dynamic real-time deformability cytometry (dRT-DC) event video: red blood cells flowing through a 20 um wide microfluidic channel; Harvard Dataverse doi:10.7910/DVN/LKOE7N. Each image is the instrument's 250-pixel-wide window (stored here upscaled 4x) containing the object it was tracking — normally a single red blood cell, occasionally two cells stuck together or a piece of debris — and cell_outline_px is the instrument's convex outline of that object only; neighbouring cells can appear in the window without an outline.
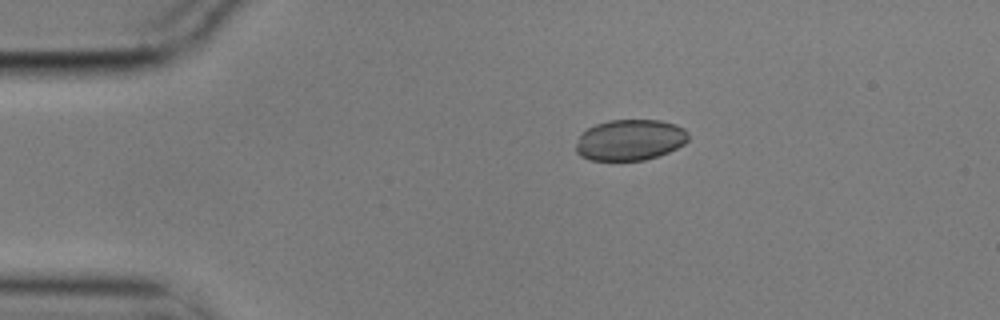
{"species": "common noctule bat (a hibernating species)", "species_latin": "Nyctalus noctula", "temperature_condition": "cold", "stored_images_in_passage": 4, "camera_frame_rate_fps": 3000, "um_per_image_px": 0.085, "animal": {"sex": "male", "body_mass_g": 17.9}, "frame": {"image": 1, "passage_image": 1, "time_ms": 0.0, "image_size_px": [1000, 320], "cell_outline_px": [[688, 140], [684, 144], [668, 152], [644, 160], [588, 160], [580, 156], [576, 152], [576, 144], [580, 136], [588, 128], [596, 124], [608, 120], [660, 120], [676, 124], [684, 128], [688, 132]], "centroid_in_image_um": [53.56, 11.89], "position_along_channel_um": 31.4, "area_um2": 26.82}}
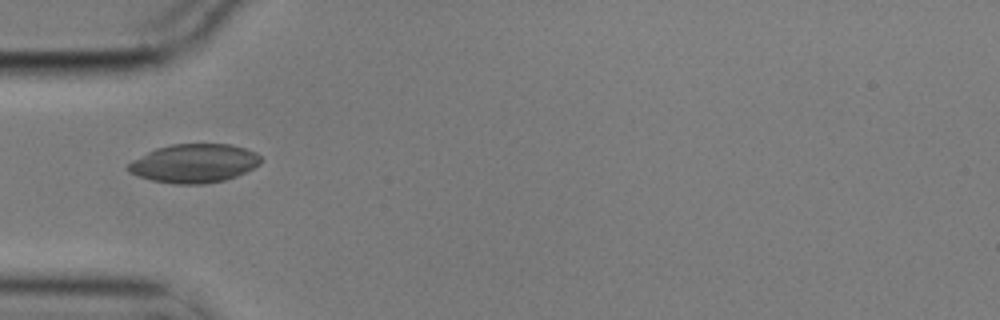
{"frame": {"image": 2, "passage_image": 3, "time_ms": 0.667, "image_size_px": [1000, 320], "cell_outline_px": [[260, 164], [236, 176], [224, 180], [204, 184], [176, 184], [152, 180], [128, 172], [124, 168], [132, 160], [156, 148], [172, 144], [232, 144], [256, 152], [260, 156]], "centroid_in_image_um": [16.48, 13.88], "position_along_channel_um": 68.5, "area_um2": 29.82}}
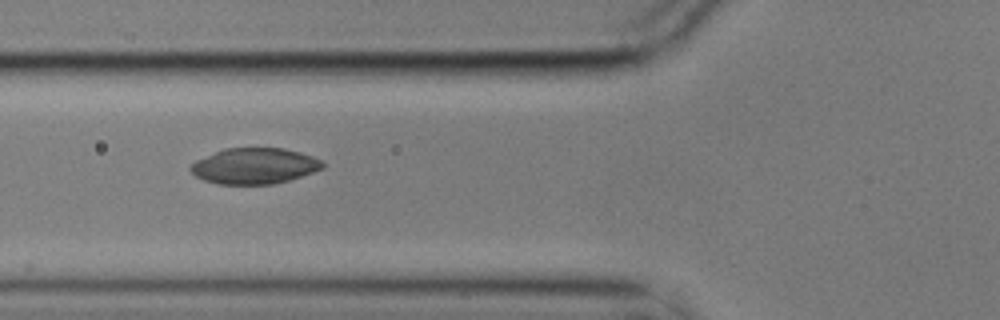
{"frame": {"image": 3, "passage_image": 4, "time_ms": 1.0, "image_size_px": [1000, 320], "cell_outline_px": [[324, 168], [288, 180], [272, 184], [220, 184], [204, 180], [196, 176], [188, 168], [196, 160], [224, 148], [284, 148], [300, 152], [312, 156], [320, 160], [324, 164]], "centroid_in_image_um": [21.62, 14.1], "position_along_channel_um": 104.2, "area_um2": 27.4}}